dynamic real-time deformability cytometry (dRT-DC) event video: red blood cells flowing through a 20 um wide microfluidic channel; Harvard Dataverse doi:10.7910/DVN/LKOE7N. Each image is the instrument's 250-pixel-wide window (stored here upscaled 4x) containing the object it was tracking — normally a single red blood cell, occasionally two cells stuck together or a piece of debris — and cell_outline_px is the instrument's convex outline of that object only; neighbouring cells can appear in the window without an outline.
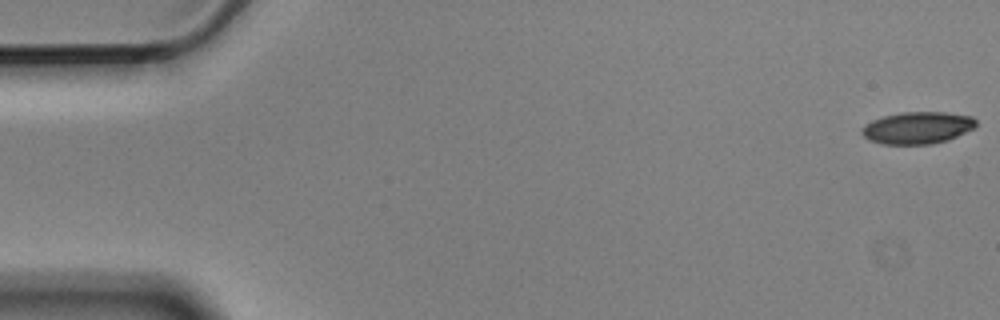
{"species": "Egyptian fruit bat (a non-hibernating species)", "species_latin": "Rousettus aegyptiacus", "temperature_condition": "cold", "stored_images_in_passage": 5, "camera_frame_rate_fps": 3000, "um_per_image_px": 0.085, "animal": {"sex": "male"}, "frame": {"image": 1, "passage_image": 1, "time_ms": 0.0, "image_size_px": [1000, 320], "cell_outline_px": [[976, 124], [972, 128], [948, 140], [932, 144], [884, 144], [868, 140], [860, 132], [864, 124], [872, 120], [884, 116], [900, 112], [944, 112], [972, 116], [976, 120]], "centroid_in_image_um": [77.94, 10.86], "position_along_channel_um": 7.1, "area_um2": 21.27}}
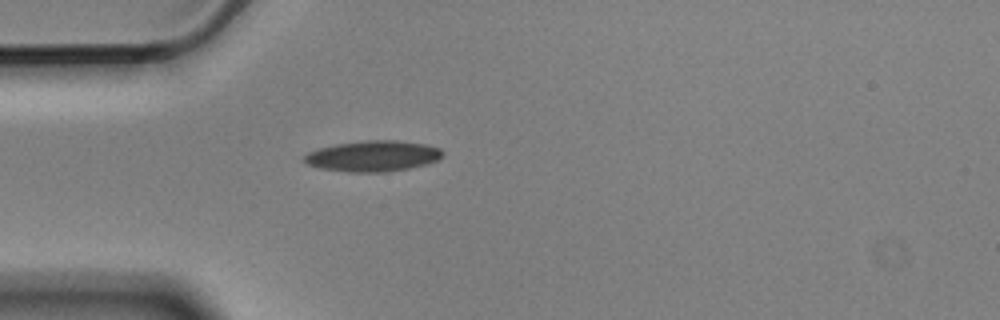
{"frame": {"image": 2, "passage_image": 5, "time_ms": 1.333, "image_size_px": [1000, 320], "cell_outline_px": [[444, 156], [428, 164], [408, 168], [384, 172], [348, 172], [320, 168], [308, 164], [304, 160], [304, 156], [308, 152], [320, 148], [336, 144], [368, 140], [396, 140], [424, 144], [440, 148], [444, 152]], "centroid_in_image_um": [31.73, 13.26], "position_along_channel_um": 53.3, "area_um2": 24.74}}